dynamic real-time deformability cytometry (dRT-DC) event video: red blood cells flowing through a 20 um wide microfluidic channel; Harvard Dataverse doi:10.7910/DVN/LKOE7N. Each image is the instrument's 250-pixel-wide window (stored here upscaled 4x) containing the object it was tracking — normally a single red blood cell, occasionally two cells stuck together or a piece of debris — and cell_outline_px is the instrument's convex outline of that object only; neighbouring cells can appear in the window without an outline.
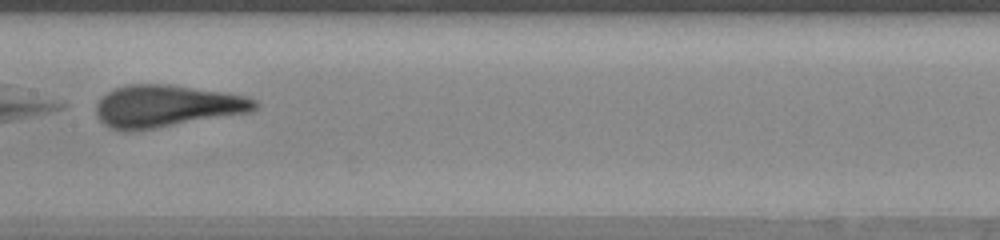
{"species": "human", "species_latin": "Homo sapiens", "temperature_condition": "warm", "stored_images_in_passage": 33, "camera_frame_rate_fps": 3000, "um_per_image_px": 0.085, "donor": {"sex": "female"}, "frame": {"image": 1, "passage_image": 10, "time_ms": 3.0, "image_size_px": [1000, 240], "cell_outline_px": [[256, 108], [248, 112], [156, 128], [128, 132], [120, 132], [104, 124], [100, 120], [96, 112], [96, 104], [108, 92], [116, 88], [128, 84], [168, 84], [224, 92], [256, 100]], "centroid_in_image_um": [14.09, 9.03], "position_along_channel_um": 193.3, "area_um2": 38.49}}
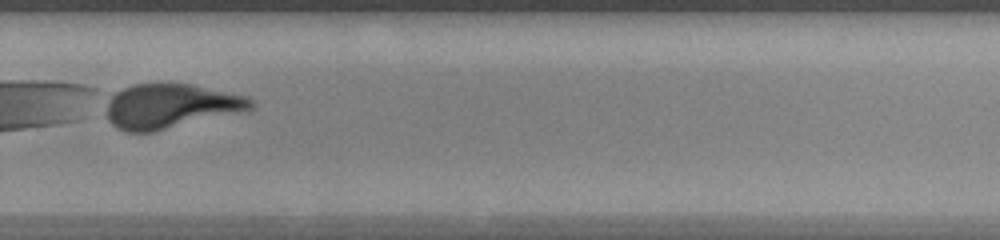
{"frame": {"image": 2, "passage_image": 19, "time_ms": 6.0, "image_size_px": [1000, 240], "cell_outline_px": [[252, 108], [152, 132], [124, 132], [116, 128], [108, 120], [108, 104], [112, 96], [116, 92], [132, 84], [192, 84], [248, 96], [252, 100]], "centroid_in_image_um": [14.45, 9.01], "position_along_channel_um": 315.3, "area_um2": 36.65}}